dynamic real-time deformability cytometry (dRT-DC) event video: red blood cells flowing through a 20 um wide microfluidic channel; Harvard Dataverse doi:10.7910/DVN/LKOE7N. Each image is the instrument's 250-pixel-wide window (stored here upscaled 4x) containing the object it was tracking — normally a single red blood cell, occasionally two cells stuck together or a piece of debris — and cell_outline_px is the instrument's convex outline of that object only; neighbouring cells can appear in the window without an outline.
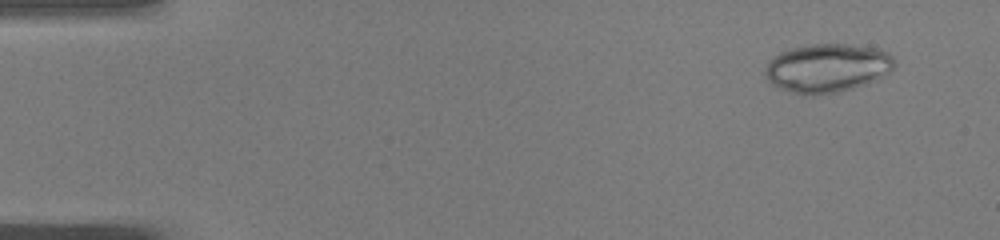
{"species": "common noctule bat (a hibernating species)", "species_latin": "Nyctalus noctula", "temperature_condition": "warm", "stored_images_in_passage": 50, "camera_frame_rate_fps": 3000, "um_per_image_px": 0.085, "animal": {"sex": "male", "body_mass_g": 19.0, "forearm_length_mm": 50.8}, "frame": {"image": 1, "passage_image": 4, "time_ms": 1.0, "image_size_px": [1000, 240], "cell_outline_px": [[896, 64], [888, 72], [864, 84], [852, 88], [836, 92], [812, 96], [792, 92], [780, 88], [772, 84], [764, 76], [764, 68], [768, 60], [772, 56], [780, 52], [792, 48], [812, 44], [848, 44], [876, 48], [888, 52], [892, 56]], "centroid_in_image_um": [70.26, 5.77], "position_along_channel_um": 14.7, "area_um2": 36.59}}
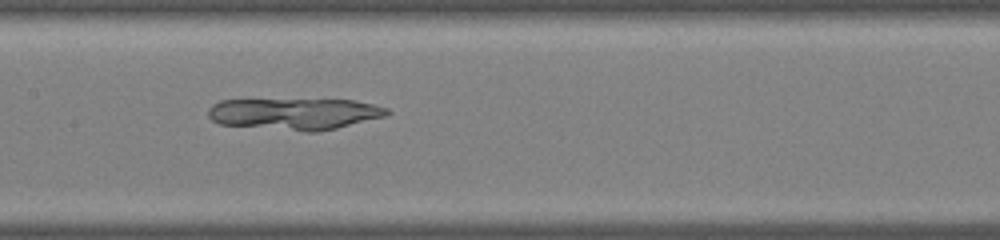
{"frame": {"image": 2, "passage_image": 25, "time_ms": 8.0, "image_size_px": [1000, 240], "cell_outline_px": [[392, 112], [388, 116], [336, 128], [316, 132], [304, 132], [220, 124], [212, 120], [208, 116], [208, 108], [212, 104], [220, 100], [352, 100], [372, 104], [388, 108]], "centroid_in_image_um": [25.06, 9.68], "position_along_channel_um": 182.3, "area_um2": 33.0}}
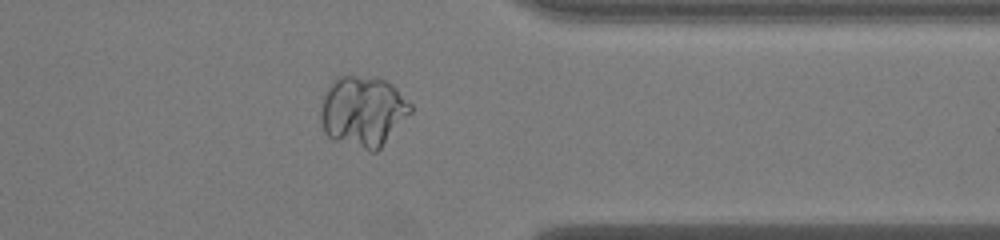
{"frame": {"image": 3, "passage_image": 40, "time_ms": 13.0, "image_size_px": [1000, 240], "cell_outline_px": [[412, 112], [380, 148], [376, 152], [368, 152], [332, 140], [324, 132], [320, 120], [320, 112], [324, 96], [332, 80], [336, 76], [376, 76], [388, 80], [412, 104]], "centroid_in_image_um": [30.85, 9.47], "position_along_channel_um": 380.5, "area_um2": 37.63}}